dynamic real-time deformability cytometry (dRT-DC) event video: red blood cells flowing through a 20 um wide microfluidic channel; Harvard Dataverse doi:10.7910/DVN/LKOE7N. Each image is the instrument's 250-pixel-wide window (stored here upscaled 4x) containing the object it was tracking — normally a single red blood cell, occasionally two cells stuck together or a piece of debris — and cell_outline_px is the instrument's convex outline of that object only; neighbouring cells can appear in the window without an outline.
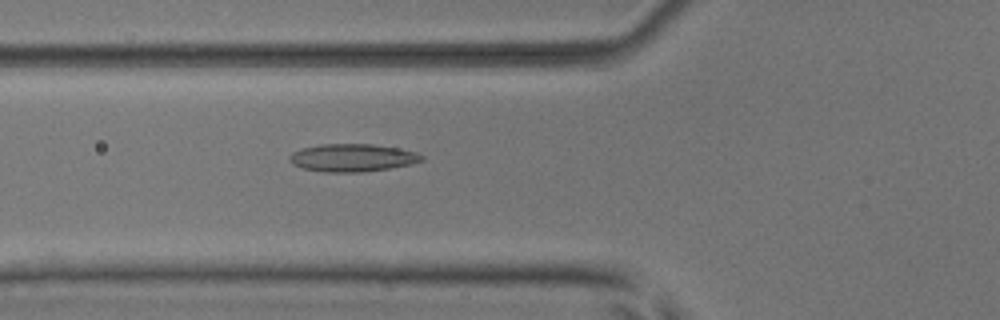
{"species": "common noctule bat (a hibernating species)", "species_latin": "Nyctalus noctula", "temperature_condition": "room temperature", "stored_images_in_passage": 5, "camera_frame_rate_fps": 3000, "um_per_image_px": 0.085, "animal": {"sex": "male", "body_mass_g": 17.9, "forearm_length_mm": 54.2}, "frame": {"image": 1, "passage_image": 5, "time_ms": 5.333, "image_size_px": [1000, 320], "cell_outline_px": [[424, 160], [412, 164], [364, 172], [324, 172], [304, 168], [292, 164], [288, 160], [288, 156], [292, 152], [304, 148], [320, 144], [372, 144], [396, 148], [416, 152], [424, 156]], "centroid_in_image_um": [29.95, 13.41], "position_along_channel_um": 95.9, "area_um2": 21.33}}